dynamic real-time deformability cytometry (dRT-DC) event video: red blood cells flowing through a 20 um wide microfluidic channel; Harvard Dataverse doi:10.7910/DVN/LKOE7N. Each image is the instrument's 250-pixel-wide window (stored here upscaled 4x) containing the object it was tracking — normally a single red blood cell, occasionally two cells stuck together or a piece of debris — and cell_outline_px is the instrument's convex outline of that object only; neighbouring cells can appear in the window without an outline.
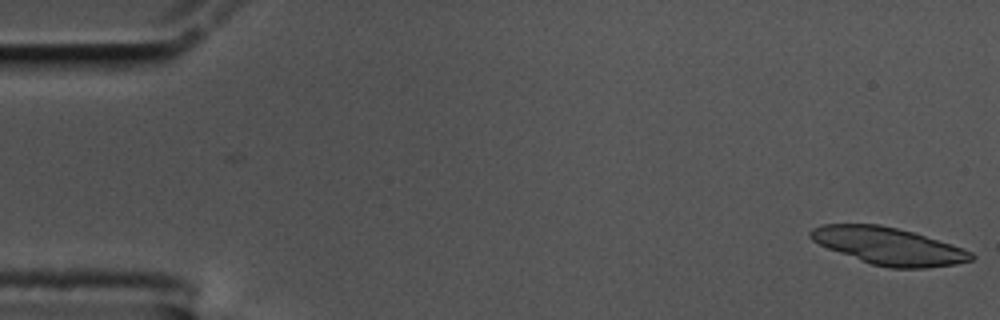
{"species": "common noctule bat (a hibernating species)", "species_latin": "Nyctalus noctula", "temperature_condition": "cold", "stored_images_in_passage": 26, "camera_frame_rate_fps": 3000, "um_per_image_px": 0.085, "animal": {"sex": "male", "body_mass_g": 17.5, "forearm_length_mm": 52.3}, "frame": {"image": 1, "passage_image": 1, "time_ms": 0.0, "image_size_px": [1000, 320], "cell_outline_px": [[976, 256], [972, 260], [956, 264], [924, 268], [888, 268], [872, 264], [860, 260], [828, 248], [812, 240], [808, 236], [808, 232], [812, 228], [820, 224], [880, 224], [912, 232], [972, 252]], "centroid_in_image_um": [75.48, 20.91], "position_along_channel_um": 9.5, "area_um2": 34.45}}